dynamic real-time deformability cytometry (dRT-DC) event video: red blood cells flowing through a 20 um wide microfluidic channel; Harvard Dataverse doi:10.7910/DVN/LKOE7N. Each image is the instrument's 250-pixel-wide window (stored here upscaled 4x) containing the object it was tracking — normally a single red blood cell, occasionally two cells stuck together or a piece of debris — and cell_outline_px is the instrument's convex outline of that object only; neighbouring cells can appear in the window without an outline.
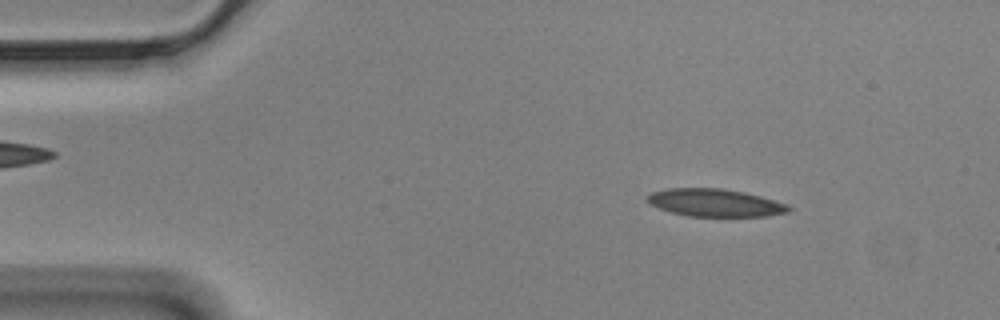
{"species": "Egyptian fruit bat (a non-hibernating species)", "species_latin": "Rousettus aegyptiacus", "temperature_condition": "cold", "stored_images_in_passage": 49, "camera_frame_rate_fps": 3000, "um_per_image_px": 0.085, "animal": {"sex": "male"}, "frame": {"image": 1, "passage_image": 7, "time_ms": 2.0, "image_size_px": [1000, 320], "cell_outline_px": [[792, 208], [788, 212], [768, 216], [688, 216], [672, 212], [660, 208], [652, 204], [644, 196], [652, 192], [668, 188], [720, 188], [744, 192], [760, 196], [788, 204]], "centroid_in_image_um": [60.8, 17.23], "position_along_channel_um": 24.2, "area_um2": 22.66}}
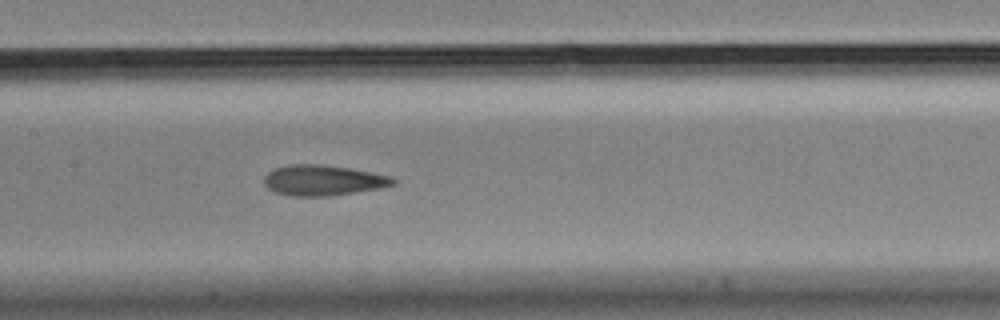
{"frame": {"image": 2, "passage_image": 26, "time_ms": 8.333, "image_size_px": [1000, 320], "cell_outline_px": [[396, 184], [380, 188], [332, 196], [288, 196], [276, 192], [268, 188], [264, 184], [264, 176], [272, 168], [288, 164], [320, 164], [348, 168], [372, 172], [392, 176], [396, 180]], "centroid_in_image_um": [27.45, 15.32], "position_along_channel_um": 180.0, "area_um2": 23.18}}
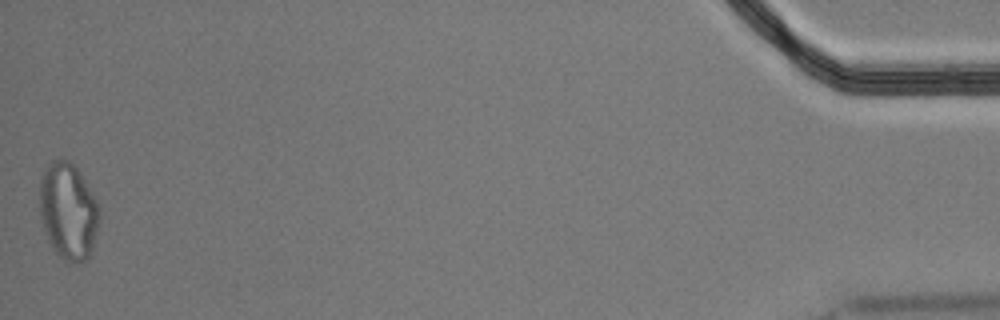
{"frame": {"image": 3, "passage_image": 49, "time_ms": 16.0, "image_size_px": [1000, 320], "cell_outline_px": [[100, 220], [92, 252], [84, 260], [72, 264], [64, 260], [52, 248], [48, 240], [40, 216], [40, 180], [44, 168], [52, 160], [68, 160], [80, 172], [96, 200], [100, 208]], "centroid_in_image_um": [5.81, 17.96], "position_along_channel_um": 429.4, "area_um2": 33.76}, "authors_computed_cell_mechanics": {"area_um2": 23.2934, "velocity_mm_per_s": 3.4768, "shape_relaxation_time_tau1_ms": null, "shape_relaxation_time_tau2_ms": 2.9985, "deformation_change_tau1": null, "deformation_change_tau2": 0.111}}